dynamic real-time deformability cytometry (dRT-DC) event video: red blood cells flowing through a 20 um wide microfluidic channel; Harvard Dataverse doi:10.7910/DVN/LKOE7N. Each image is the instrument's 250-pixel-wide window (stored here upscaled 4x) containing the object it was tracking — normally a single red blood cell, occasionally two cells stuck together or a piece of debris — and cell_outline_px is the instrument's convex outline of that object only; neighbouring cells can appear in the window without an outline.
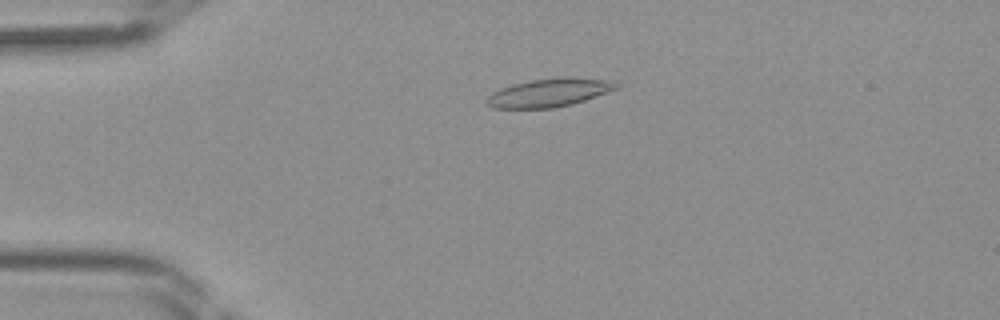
{"species": "Egyptian fruit bat (a non-hibernating species)", "species_latin": "Rousettus aegyptiacus", "temperature_condition": "room temperature", "stored_images_in_passage": 45, "camera_frame_rate_fps": 3000, "um_per_image_px": 0.085, "frame": {"image": 1, "passage_image": 11, "time_ms": 3.333, "image_size_px": [1000, 320], "cell_outline_px": [[620, 88], [572, 104], [552, 108], [492, 108], [484, 104], [484, 100], [492, 92], [500, 88], [512, 84], [532, 80], [560, 76], [612, 80], [620, 84]], "centroid_in_image_um": [46.67, 7.87], "position_along_channel_um": 38.3, "area_um2": 21.68}}
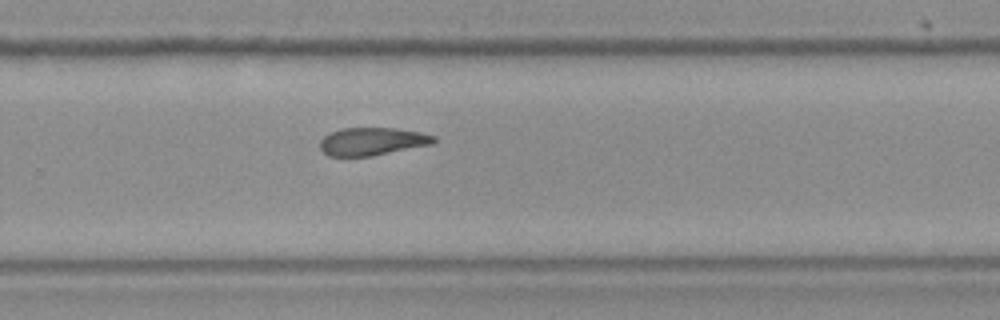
{"frame": {"image": 2, "passage_image": 30, "time_ms": 9.667, "image_size_px": [1000, 320], "cell_outline_px": [[436, 140], [432, 144], [372, 156], [328, 156], [320, 148], [320, 140], [324, 136], [340, 128], [396, 128], [420, 132], [436, 136]], "centroid_in_image_um": [31.64, 12.02], "position_along_channel_um": 298.2, "area_um2": 18.44}}
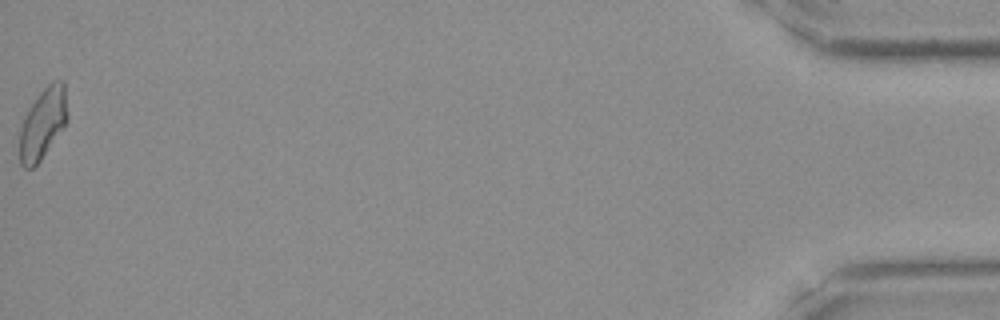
{"frame": {"image": 3, "passage_image": 45, "time_ms": 14.667, "image_size_px": [1000, 320], "cell_outline_px": [[68, 120], [64, 128], [40, 160], [32, 168], [24, 168], [20, 164], [20, 128], [28, 108], [40, 92], [52, 80], [64, 80], [68, 112]], "centroid_in_image_um": [3.67, 10.47], "position_along_channel_um": 431.5, "area_um2": 19.88}}